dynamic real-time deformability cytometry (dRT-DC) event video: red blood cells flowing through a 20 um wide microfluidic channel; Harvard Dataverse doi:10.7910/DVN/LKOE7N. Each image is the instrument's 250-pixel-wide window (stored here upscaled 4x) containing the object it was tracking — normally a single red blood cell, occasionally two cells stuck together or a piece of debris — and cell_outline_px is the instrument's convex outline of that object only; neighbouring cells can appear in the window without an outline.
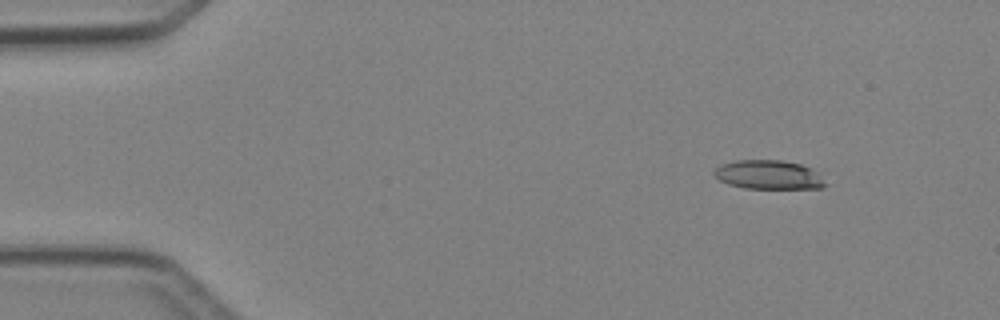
{"species": "Egyptian fruit bat (a non-hibernating species)", "species_latin": "Rousettus aegyptiacus", "temperature_condition": "cold", "stored_images_in_passage": 4, "camera_frame_rate_fps": 3000, "um_per_image_px": 0.085, "animal": {"sex": "female"}, "frame": {"image": 1, "passage_image": 1, "time_ms": 0.0, "image_size_px": [1000, 320], "cell_outline_px": [[828, 184], [824, 188], [744, 188], [728, 184], [720, 180], [712, 172], [720, 164], [736, 160], [780, 160], [800, 164], [812, 168]], "centroid_in_image_um": [65.33, 14.85], "position_along_channel_um": 19.7, "area_um2": 18.79}}
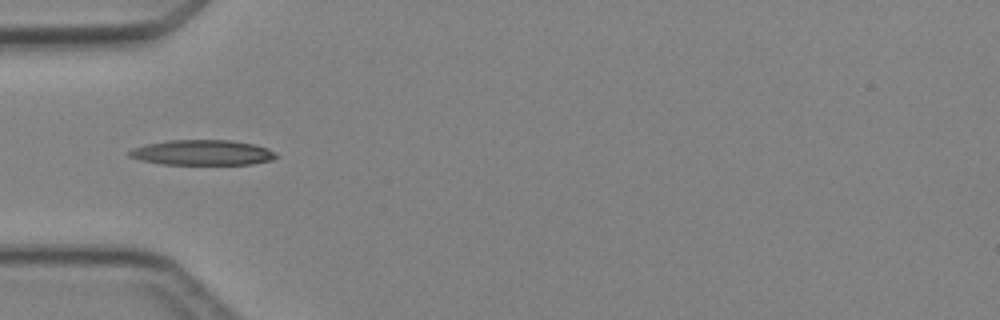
{"frame": {"image": 2, "passage_image": 4, "time_ms": 3.333, "image_size_px": [1000, 320], "cell_outline_px": [[280, 156], [272, 160], [252, 164], [164, 164], [140, 160], [128, 156], [128, 152], [132, 148], [148, 144], [168, 140], [232, 140], [256, 144], [268, 148], [276, 152]], "centroid_in_image_um": [17.26, 12.96], "position_along_channel_um": 67.7, "area_um2": 21.73}}